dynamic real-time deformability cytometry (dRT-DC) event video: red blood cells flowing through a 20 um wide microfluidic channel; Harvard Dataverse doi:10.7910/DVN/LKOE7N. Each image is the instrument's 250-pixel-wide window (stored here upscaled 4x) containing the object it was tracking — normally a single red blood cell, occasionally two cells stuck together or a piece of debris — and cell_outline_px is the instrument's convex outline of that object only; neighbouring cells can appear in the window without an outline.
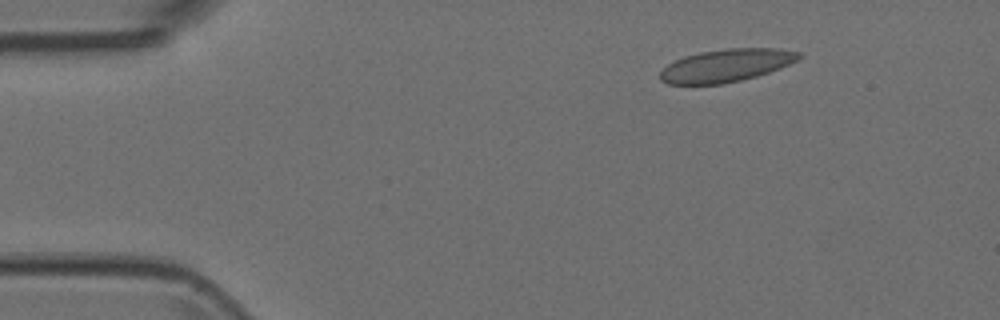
{"species": "Egyptian fruit bat (a non-hibernating species)", "species_latin": "Rousettus aegyptiacus", "temperature_condition": "room temperature", "stored_images_in_passage": 5, "camera_frame_rate_fps": 3000, "um_per_image_px": 0.085, "animal": {"sex": "female"}, "frame": {"image": 1, "passage_image": 1, "time_ms": 0.0, "image_size_px": [1000, 320], "cell_outline_px": [[804, 56], [780, 68], [756, 76], [724, 84], [668, 84], [660, 80], [660, 72], [668, 64], [684, 56], [700, 52], [728, 48], [780, 48], [800, 52]], "centroid_in_image_um": [61.74, 5.56], "position_along_channel_um": 23.3, "area_um2": 26.41}}
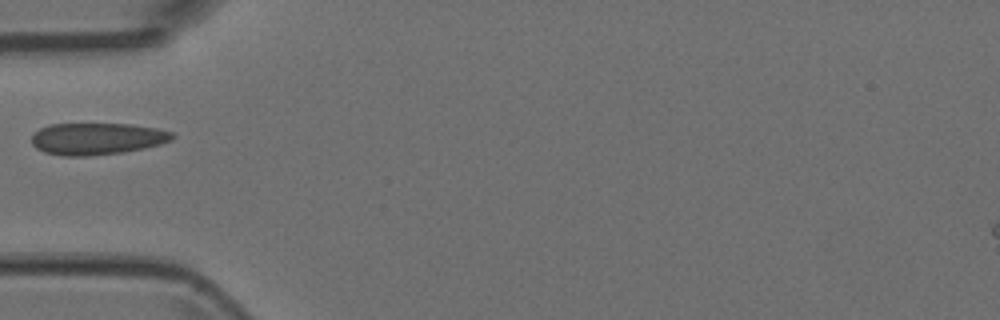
{"frame": {"image": 2, "passage_image": 4, "time_ms": 1.0, "image_size_px": [1000, 320], "cell_outline_px": [[176, 136], [172, 140], [160, 144], [144, 148], [120, 152], [88, 156], [64, 156], [44, 152], [36, 148], [32, 144], [32, 136], [40, 128], [48, 124], [132, 124], [156, 128], [172, 132]], "centroid_in_image_um": [8.25, 11.79], "position_along_channel_um": 76.8, "area_um2": 26.07}}
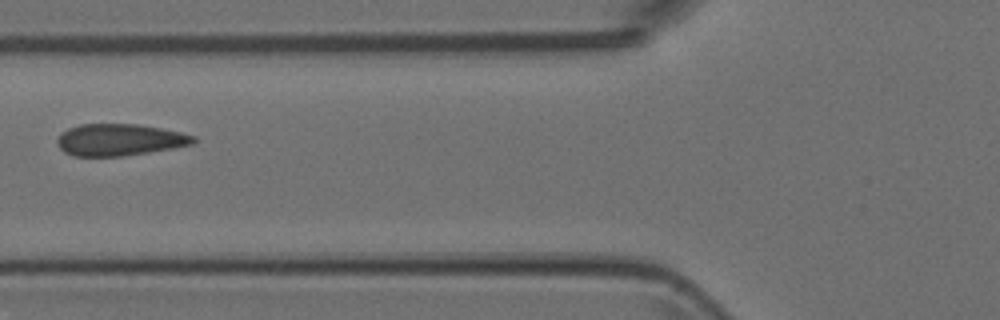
{"frame": {"image": 3, "passage_image": 5, "time_ms": 1.333, "image_size_px": [1000, 320], "cell_outline_px": [[196, 140], [192, 144], [172, 148], [148, 152], [120, 156], [72, 156], [64, 152], [60, 148], [56, 140], [60, 132], [68, 128], [80, 124], [136, 124], [160, 128], [180, 132], [196, 136]], "centroid_in_image_um": [10.12, 11.88], "position_along_channel_um": 115.7, "area_um2": 25.2}}